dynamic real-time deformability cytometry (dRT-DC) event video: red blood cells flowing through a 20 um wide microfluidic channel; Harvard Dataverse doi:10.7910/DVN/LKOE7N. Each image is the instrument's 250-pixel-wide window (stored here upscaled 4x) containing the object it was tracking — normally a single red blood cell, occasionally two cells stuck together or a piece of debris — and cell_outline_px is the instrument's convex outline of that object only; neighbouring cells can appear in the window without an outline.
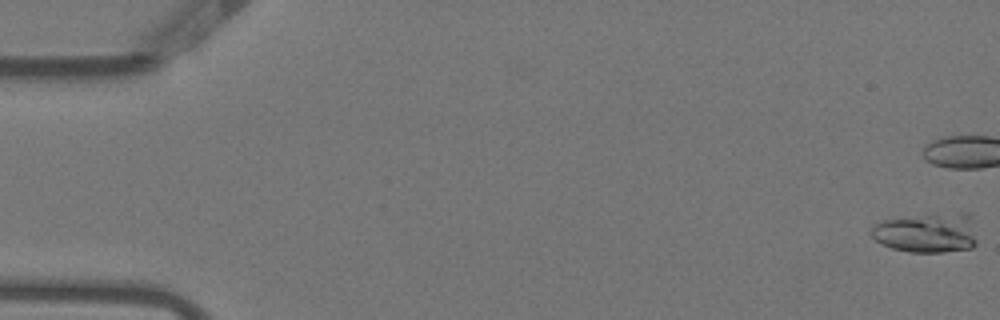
{"species": "Egyptian fruit bat (a non-hibernating species)", "species_latin": "Rousettus aegyptiacus", "temperature_condition": "warm", "stored_images_in_passage": 4, "camera_frame_rate_fps": 3000, "um_per_image_px": 0.085, "animal": {"sex": "female"}, "frame": {"image": 1, "passage_image": 1, "time_ms": 0.0, "image_size_px": [1000, 320], "cell_outline_px": [[976, 244], [972, 248], [944, 252], [908, 252], [892, 248], [880, 244], [872, 236], [872, 224], [880, 220], [960, 212], [968, 212], [972, 216], [976, 240]], "centroid_in_image_um": [78.81, 19.79], "position_along_channel_um": 6.2, "area_um2": 24.62}}